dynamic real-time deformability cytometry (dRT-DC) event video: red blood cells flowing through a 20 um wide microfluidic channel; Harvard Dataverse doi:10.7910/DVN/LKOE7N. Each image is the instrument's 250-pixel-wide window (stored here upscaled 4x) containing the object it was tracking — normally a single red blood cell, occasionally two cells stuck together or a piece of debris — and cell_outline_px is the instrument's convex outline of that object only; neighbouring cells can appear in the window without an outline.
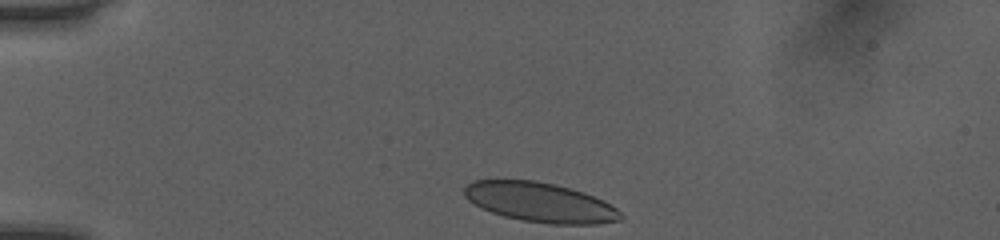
{"species": "human", "species_latin": "Homo sapiens", "temperature_condition": "room temperature", "stored_images_in_passage": 34, "camera_frame_rate_fps": 3000, "um_per_image_px": 0.085, "donor": {"sex": "female"}, "frame": {"image": 1, "passage_image": 1, "time_ms": 0.0, "image_size_px": [1000, 240], "cell_outline_px": [[624, 216], [620, 220], [596, 224], [548, 224], [520, 220], [504, 216], [480, 208], [468, 200], [464, 196], [464, 188], [472, 180], [536, 180], [556, 184], [584, 192], [604, 200], [616, 208]], "centroid_in_image_um": [45.91, 17.19], "position_along_channel_um": 39.1, "area_um2": 36.3}}
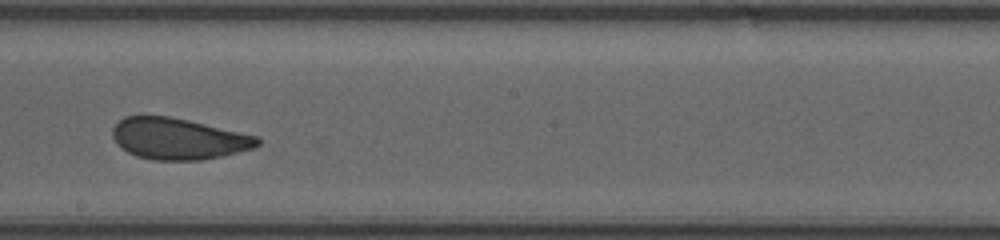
{"frame": {"image": 2, "passage_image": 19, "time_ms": 6.0, "image_size_px": [1000, 240], "cell_outline_px": [[260, 144], [252, 148], [220, 156], [200, 160], [152, 160], [136, 156], [128, 152], [116, 144], [112, 136], [112, 128], [124, 116], [168, 116], [188, 120], [260, 136]], "centroid_in_image_um": [15.14, 11.79], "position_along_channel_um": 233.1, "area_um2": 34.85}}
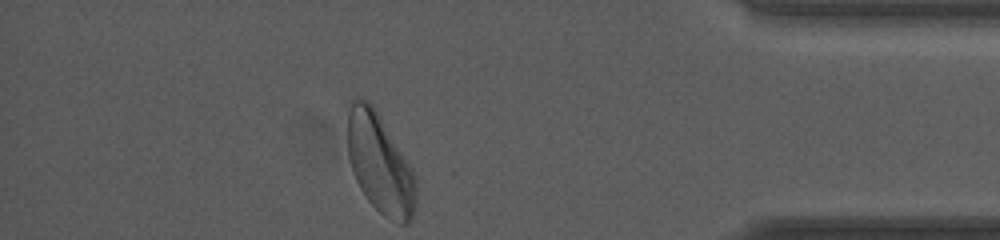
{"frame": {"image": 3, "passage_image": 34, "time_ms": 11.0, "image_size_px": [1000, 240], "cell_outline_px": [[416, 208], [412, 220], [408, 224], [400, 224], [388, 220], [368, 200], [360, 188], [352, 172], [348, 156], [348, 112], [352, 100], [368, 100], [372, 104], [412, 168], [416, 180]], "centroid_in_image_um": [32.31, 13.98], "position_along_channel_um": 402.9, "area_um2": 39.59}, "authors_computed_cell_mechanics": {"area_um2": 36.0961, "velocity_mm_per_s": 4.0521, "shape_relaxation_time_tau1_ms": 4.129, "shape_relaxation_time_tau2_ms": 0.756, "deformation_change_tau1": 0.122, "deformation_change_tau2": 0.0692}}